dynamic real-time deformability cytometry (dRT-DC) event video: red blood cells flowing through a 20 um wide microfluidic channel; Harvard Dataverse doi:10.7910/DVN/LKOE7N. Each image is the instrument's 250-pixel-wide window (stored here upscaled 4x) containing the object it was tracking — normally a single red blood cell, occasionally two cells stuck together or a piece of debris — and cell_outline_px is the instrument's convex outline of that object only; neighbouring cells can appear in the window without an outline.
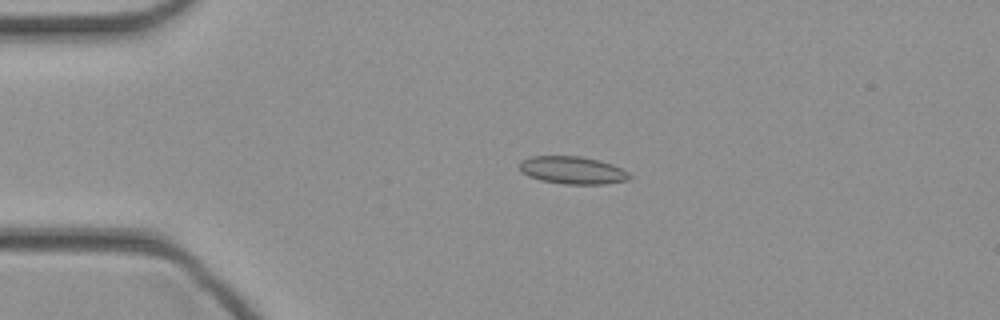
{"species": "common noctule bat (a hibernating species)", "species_latin": "Nyctalus noctula", "temperature_condition": "cold", "stored_images_in_passage": 36, "camera_frame_rate_fps": 3000, "um_per_image_px": 0.085, "animal": {"sex": "female", "body_mass_g": 21.9}, "frame": {"image": 1, "passage_image": 1, "time_ms": 0.0, "image_size_px": [1000, 320], "cell_outline_px": [[632, 176], [628, 180], [604, 184], [564, 184], [540, 180], [528, 176], [520, 168], [520, 160], [532, 156], [580, 156], [612, 164], [628, 172]], "centroid_in_image_um": [48.66, 14.47], "position_along_channel_um": 36.3, "area_um2": 17.57}}
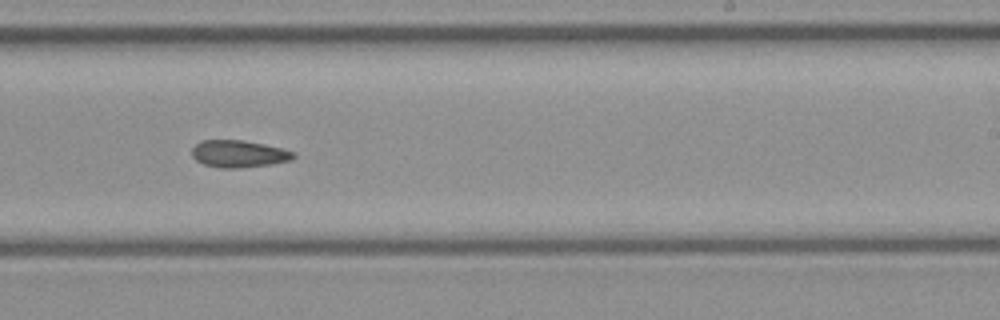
{"frame": {"image": 2, "passage_image": 19, "time_ms": 6.0, "image_size_px": [1000, 320], "cell_outline_px": [[296, 156], [292, 160], [272, 164], [236, 168], [220, 168], [204, 164], [196, 160], [192, 156], [192, 148], [200, 140], [240, 140], [264, 144], [296, 152]], "centroid_in_image_um": [20.3, 13.07], "position_along_channel_um": 268.7, "area_um2": 16.07}}
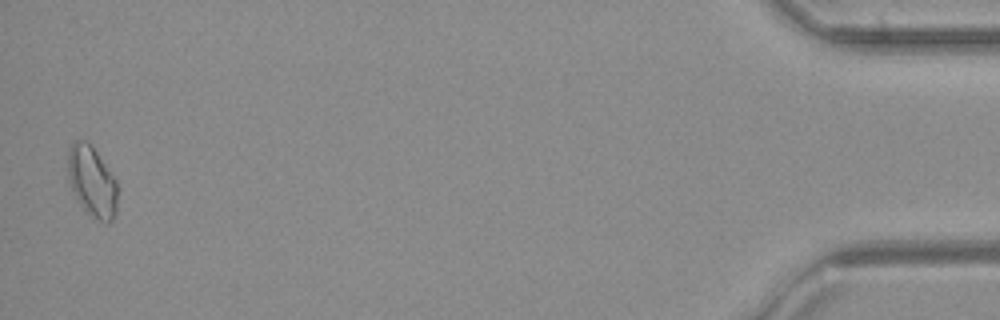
{"frame": {"image": 3, "passage_image": 36, "time_ms": 11.667, "image_size_px": [1000, 320], "cell_outline_px": [[116, 216], [112, 220], [100, 220], [88, 212], [80, 204], [72, 188], [68, 176], [68, 148], [76, 140], [84, 140], [92, 144], [116, 180]], "centroid_in_image_um": [7.81, 15.36], "position_along_channel_um": 427.4, "area_um2": 20.0}}